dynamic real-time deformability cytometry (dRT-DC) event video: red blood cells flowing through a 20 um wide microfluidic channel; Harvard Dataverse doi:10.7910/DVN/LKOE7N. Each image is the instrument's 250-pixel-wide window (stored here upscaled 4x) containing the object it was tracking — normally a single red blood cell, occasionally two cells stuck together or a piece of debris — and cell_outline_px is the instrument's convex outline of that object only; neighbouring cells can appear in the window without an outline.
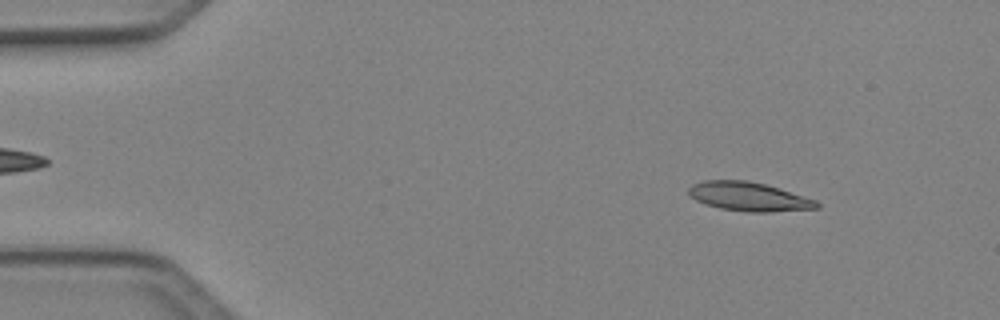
{"species": "Egyptian fruit bat (a non-hibernating species)", "species_latin": "Rousettus aegyptiacus", "temperature_condition": "cold", "stored_images_in_passage": 3, "camera_frame_rate_fps": 3000, "um_per_image_px": 0.085, "animal": {"sex": "female"}, "frame": {"image": 1, "passage_image": 1, "time_ms": 0.0, "image_size_px": [1000, 320], "cell_outline_px": [[820, 208], [772, 212], [744, 212], [720, 208], [704, 204], [688, 196], [688, 188], [692, 184], [704, 180], [748, 180], [780, 188], [816, 200], [820, 204]], "centroid_in_image_um": [63.63, 16.71], "position_along_channel_um": 21.4, "area_um2": 21.85}}